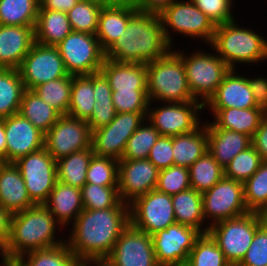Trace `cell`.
<instances>
[{
  "mask_svg": "<svg viewBox=\"0 0 267 266\" xmlns=\"http://www.w3.org/2000/svg\"><path fill=\"white\" fill-rule=\"evenodd\" d=\"M129 224V204L123 201L108 209H83L66 243L83 265H101Z\"/></svg>",
  "mask_w": 267,
  "mask_h": 266,
  "instance_id": "1",
  "label": "cell"
},
{
  "mask_svg": "<svg viewBox=\"0 0 267 266\" xmlns=\"http://www.w3.org/2000/svg\"><path fill=\"white\" fill-rule=\"evenodd\" d=\"M172 49L165 38L160 15L137 10L129 18L125 31L105 52V58L147 64L163 58Z\"/></svg>",
  "mask_w": 267,
  "mask_h": 266,
  "instance_id": "2",
  "label": "cell"
},
{
  "mask_svg": "<svg viewBox=\"0 0 267 266\" xmlns=\"http://www.w3.org/2000/svg\"><path fill=\"white\" fill-rule=\"evenodd\" d=\"M58 229L63 232V227L44 205H35L14 213L10 237L3 250L8 259H17L29 251L60 245L66 242V235L58 238Z\"/></svg>",
  "mask_w": 267,
  "mask_h": 266,
  "instance_id": "3",
  "label": "cell"
},
{
  "mask_svg": "<svg viewBox=\"0 0 267 266\" xmlns=\"http://www.w3.org/2000/svg\"><path fill=\"white\" fill-rule=\"evenodd\" d=\"M238 20L216 25L210 46L231 69L238 70V66L243 64L253 66V63L266 62L267 40L254 28L251 30L252 27L239 25Z\"/></svg>",
  "mask_w": 267,
  "mask_h": 266,
  "instance_id": "4",
  "label": "cell"
},
{
  "mask_svg": "<svg viewBox=\"0 0 267 266\" xmlns=\"http://www.w3.org/2000/svg\"><path fill=\"white\" fill-rule=\"evenodd\" d=\"M149 102L198 101L189 89L185 66L173 49L163 58L146 64Z\"/></svg>",
  "mask_w": 267,
  "mask_h": 266,
  "instance_id": "5",
  "label": "cell"
},
{
  "mask_svg": "<svg viewBox=\"0 0 267 266\" xmlns=\"http://www.w3.org/2000/svg\"><path fill=\"white\" fill-rule=\"evenodd\" d=\"M204 51L205 48L194 49L186 53L177 48L173 50L183 61L186 71L187 83L192 96L203 105L215 93L231 68L218 56L216 51ZM203 49V50H202Z\"/></svg>",
  "mask_w": 267,
  "mask_h": 266,
  "instance_id": "6",
  "label": "cell"
},
{
  "mask_svg": "<svg viewBox=\"0 0 267 266\" xmlns=\"http://www.w3.org/2000/svg\"><path fill=\"white\" fill-rule=\"evenodd\" d=\"M164 35L167 42L174 47V33L184 38L198 39L211 45L216 25L191 0H176L160 14ZM188 36V37H187Z\"/></svg>",
  "mask_w": 267,
  "mask_h": 266,
  "instance_id": "7",
  "label": "cell"
},
{
  "mask_svg": "<svg viewBox=\"0 0 267 266\" xmlns=\"http://www.w3.org/2000/svg\"><path fill=\"white\" fill-rule=\"evenodd\" d=\"M260 225L257 213L249 212L211 225L208 233L223 252L226 261L231 266H237L249 249Z\"/></svg>",
  "mask_w": 267,
  "mask_h": 266,
  "instance_id": "8",
  "label": "cell"
},
{
  "mask_svg": "<svg viewBox=\"0 0 267 266\" xmlns=\"http://www.w3.org/2000/svg\"><path fill=\"white\" fill-rule=\"evenodd\" d=\"M70 75H90L100 72L105 60L95 35L72 31L56 45Z\"/></svg>",
  "mask_w": 267,
  "mask_h": 266,
  "instance_id": "9",
  "label": "cell"
},
{
  "mask_svg": "<svg viewBox=\"0 0 267 266\" xmlns=\"http://www.w3.org/2000/svg\"><path fill=\"white\" fill-rule=\"evenodd\" d=\"M149 102L147 120L161 136H177L195 130L202 122L200 116L204 106L200 101L185 103ZM153 105V106H152ZM155 106V107H154Z\"/></svg>",
  "mask_w": 267,
  "mask_h": 266,
  "instance_id": "10",
  "label": "cell"
},
{
  "mask_svg": "<svg viewBox=\"0 0 267 266\" xmlns=\"http://www.w3.org/2000/svg\"><path fill=\"white\" fill-rule=\"evenodd\" d=\"M205 223L211 225L249 213L244 202L243 183L226 177L202 193Z\"/></svg>",
  "mask_w": 267,
  "mask_h": 266,
  "instance_id": "11",
  "label": "cell"
},
{
  "mask_svg": "<svg viewBox=\"0 0 267 266\" xmlns=\"http://www.w3.org/2000/svg\"><path fill=\"white\" fill-rule=\"evenodd\" d=\"M146 117L147 113H116L109 124L91 132L92 152L97 156L121 160L128 139Z\"/></svg>",
  "mask_w": 267,
  "mask_h": 266,
  "instance_id": "12",
  "label": "cell"
},
{
  "mask_svg": "<svg viewBox=\"0 0 267 266\" xmlns=\"http://www.w3.org/2000/svg\"><path fill=\"white\" fill-rule=\"evenodd\" d=\"M130 224L150 236L176 223L171 195L154 189L129 203Z\"/></svg>",
  "mask_w": 267,
  "mask_h": 266,
  "instance_id": "13",
  "label": "cell"
},
{
  "mask_svg": "<svg viewBox=\"0 0 267 266\" xmlns=\"http://www.w3.org/2000/svg\"><path fill=\"white\" fill-rule=\"evenodd\" d=\"M14 164L21 172L31 201L43 205L57 182L54 158L42 148L19 158Z\"/></svg>",
  "mask_w": 267,
  "mask_h": 266,
  "instance_id": "14",
  "label": "cell"
},
{
  "mask_svg": "<svg viewBox=\"0 0 267 266\" xmlns=\"http://www.w3.org/2000/svg\"><path fill=\"white\" fill-rule=\"evenodd\" d=\"M25 89L69 75L56 46L34 43L18 67Z\"/></svg>",
  "mask_w": 267,
  "mask_h": 266,
  "instance_id": "15",
  "label": "cell"
},
{
  "mask_svg": "<svg viewBox=\"0 0 267 266\" xmlns=\"http://www.w3.org/2000/svg\"><path fill=\"white\" fill-rule=\"evenodd\" d=\"M44 148L55 161L91 148V130L87 121L61 115L45 133Z\"/></svg>",
  "mask_w": 267,
  "mask_h": 266,
  "instance_id": "16",
  "label": "cell"
},
{
  "mask_svg": "<svg viewBox=\"0 0 267 266\" xmlns=\"http://www.w3.org/2000/svg\"><path fill=\"white\" fill-rule=\"evenodd\" d=\"M102 266H159L152 237L129 224L117 239Z\"/></svg>",
  "mask_w": 267,
  "mask_h": 266,
  "instance_id": "17",
  "label": "cell"
},
{
  "mask_svg": "<svg viewBox=\"0 0 267 266\" xmlns=\"http://www.w3.org/2000/svg\"><path fill=\"white\" fill-rule=\"evenodd\" d=\"M202 233L194 227L174 223L153 234L155 258L159 266L185 264L196 239Z\"/></svg>",
  "mask_w": 267,
  "mask_h": 266,
  "instance_id": "18",
  "label": "cell"
},
{
  "mask_svg": "<svg viewBox=\"0 0 267 266\" xmlns=\"http://www.w3.org/2000/svg\"><path fill=\"white\" fill-rule=\"evenodd\" d=\"M159 171L148 159L119 160L118 192L121 201L129 204L156 189Z\"/></svg>",
  "mask_w": 267,
  "mask_h": 266,
  "instance_id": "19",
  "label": "cell"
},
{
  "mask_svg": "<svg viewBox=\"0 0 267 266\" xmlns=\"http://www.w3.org/2000/svg\"><path fill=\"white\" fill-rule=\"evenodd\" d=\"M7 142V163L44 148L45 134L21 114L4 118Z\"/></svg>",
  "mask_w": 267,
  "mask_h": 266,
  "instance_id": "20",
  "label": "cell"
},
{
  "mask_svg": "<svg viewBox=\"0 0 267 266\" xmlns=\"http://www.w3.org/2000/svg\"><path fill=\"white\" fill-rule=\"evenodd\" d=\"M231 69L215 93L203 105L205 108H259L257 107L246 74Z\"/></svg>",
  "mask_w": 267,
  "mask_h": 266,
  "instance_id": "21",
  "label": "cell"
},
{
  "mask_svg": "<svg viewBox=\"0 0 267 266\" xmlns=\"http://www.w3.org/2000/svg\"><path fill=\"white\" fill-rule=\"evenodd\" d=\"M34 28L0 25V68L18 69L35 43Z\"/></svg>",
  "mask_w": 267,
  "mask_h": 266,
  "instance_id": "22",
  "label": "cell"
},
{
  "mask_svg": "<svg viewBox=\"0 0 267 266\" xmlns=\"http://www.w3.org/2000/svg\"><path fill=\"white\" fill-rule=\"evenodd\" d=\"M133 0L119 4H104L95 36L106 52L127 28L129 18L137 11Z\"/></svg>",
  "mask_w": 267,
  "mask_h": 266,
  "instance_id": "23",
  "label": "cell"
},
{
  "mask_svg": "<svg viewBox=\"0 0 267 266\" xmlns=\"http://www.w3.org/2000/svg\"><path fill=\"white\" fill-rule=\"evenodd\" d=\"M209 122V123H208ZM208 152L224 169L241 151L251 146V137L232 130L220 129L212 121H205Z\"/></svg>",
  "mask_w": 267,
  "mask_h": 266,
  "instance_id": "24",
  "label": "cell"
},
{
  "mask_svg": "<svg viewBox=\"0 0 267 266\" xmlns=\"http://www.w3.org/2000/svg\"><path fill=\"white\" fill-rule=\"evenodd\" d=\"M0 205L12 214L35 206L14 163L0 162Z\"/></svg>",
  "mask_w": 267,
  "mask_h": 266,
  "instance_id": "25",
  "label": "cell"
},
{
  "mask_svg": "<svg viewBox=\"0 0 267 266\" xmlns=\"http://www.w3.org/2000/svg\"><path fill=\"white\" fill-rule=\"evenodd\" d=\"M100 72L112 91H147V70L144 63L116 62L105 58Z\"/></svg>",
  "mask_w": 267,
  "mask_h": 266,
  "instance_id": "26",
  "label": "cell"
},
{
  "mask_svg": "<svg viewBox=\"0 0 267 266\" xmlns=\"http://www.w3.org/2000/svg\"><path fill=\"white\" fill-rule=\"evenodd\" d=\"M43 205L66 230L84 209L81 189L57 181Z\"/></svg>",
  "mask_w": 267,
  "mask_h": 266,
  "instance_id": "27",
  "label": "cell"
},
{
  "mask_svg": "<svg viewBox=\"0 0 267 266\" xmlns=\"http://www.w3.org/2000/svg\"><path fill=\"white\" fill-rule=\"evenodd\" d=\"M212 122L220 129L232 130L253 137L265 111L261 108H206Z\"/></svg>",
  "mask_w": 267,
  "mask_h": 266,
  "instance_id": "28",
  "label": "cell"
},
{
  "mask_svg": "<svg viewBox=\"0 0 267 266\" xmlns=\"http://www.w3.org/2000/svg\"><path fill=\"white\" fill-rule=\"evenodd\" d=\"M208 149L205 121L193 131L173 136L174 165L189 168Z\"/></svg>",
  "mask_w": 267,
  "mask_h": 266,
  "instance_id": "29",
  "label": "cell"
},
{
  "mask_svg": "<svg viewBox=\"0 0 267 266\" xmlns=\"http://www.w3.org/2000/svg\"><path fill=\"white\" fill-rule=\"evenodd\" d=\"M72 31L66 12L38 10L34 28L36 43L44 46H56Z\"/></svg>",
  "mask_w": 267,
  "mask_h": 266,
  "instance_id": "30",
  "label": "cell"
},
{
  "mask_svg": "<svg viewBox=\"0 0 267 266\" xmlns=\"http://www.w3.org/2000/svg\"><path fill=\"white\" fill-rule=\"evenodd\" d=\"M176 223L196 228L201 233H208L202 205V193L193 188L171 196Z\"/></svg>",
  "mask_w": 267,
  "mask_h": 266,
  "instance_id": "31",
  "label": "cell"
},
{
  "mask_svg": "<svg viewBox=\"0 0 267 266\" xmlns=\"http://www.w3.org/2000/svg\"><path fill=\"white\" fill-rule=\"evenodd\" d=\"M19 114L44 134L58 121L61 114L42 100L33 90L25 89Z\"/></svg>",
  "mask_w": 267,
  "mask_h": 266,
  "instance_id": "32",
  "label": "cell"
},
{
  "mask_svg": "<svg viewBox=\"0 0 267 266\" xmlns=\"http://www.w3.org/2000/svg\"><path fill=\"white\" fill-rule=\"evenodd\" d=\"M24 91L18 69L0 68V120L19 113Z\"/></svg>",
  "mask_w": 267,
  "mask_h": 266,
  "instance_id": "33",
  "label": "cell"
},
{
  "mask_svg": "<svg viewBox=\"0 0 267 266\" xmlns=\"http://www.w3.org/2000/svg\"><path fill=\"white\" fill-rule=\"evenodd\" d=\"M93 155L92 148H88L57 160V181L81 189Z\"/></svg>",
  "mask_w": 267,
  "mask_h": 266,
  "instance_id": "34",
  "label": "cell"
},
{
  "mask_svg": "<svg viewBox=\"0 0 267 266\" xmlns=\"http://www.w3.org/2000/svg\"><path fill=\"white\" fill-rule=\"evenodd\" d=\"M95 104L93 74L72 75V89L68 114L71 117L88 121Z\"/></svg>",
  "mask_w": 267,
  "mask_h": 266,
  "instance_id": "35",
  "label": "cell"
},
{
  "mask_svg": "<svg viewBox=\"0 0 267 266\" xmlns=\"http://www.w3.org/2000/svg\"><path fill=\"white\" fill-rule=\"evenodd\" d=\"M22 266H82L83 264L69 249L67 243L33 250L16 259Z\"/></svg>",
  "mask_w": 267,
  "mask_h": 266,
  "instance_id": "36",
  "label": "cell"
},
{
  "mask_svg": "<svg viewBox=\"0 0 267 266\" xmlns=\"http://www.w3.org/2000/svg\"><path fill=\"white\" fill-rule=\"evenodd\" d=\"M39 0H0V25L35 26Z\"/></svg>",
  "mask_w": 267,
  "mask_h": 266,
  "instance_id": "37",
  "label": "cell"
},
{
  "mask_svg": "<svg viewBox=\"0 0 267 266\" xmlns=\"http://www.w3.org/2000/svg\"><path fill=\"white\" fill-rule=\"evenodd\" d=\"M190 186L197 192L203 193L211 189L224 177V169L206 151L189 167Z\"/></svg>",
  "mask_w": 267,
  "mask_h": 266,
  "instance_id": "38",
  "label": "cell"
},
{
  "mask_svg": "<svg viewBox=\"0 0 267 266\" xmlns=\"http://www.w3.org/2000/svg\"><path fill=\"white\" fill-rule=\"evenodd\" d=\"M72 89V75L42 83L33 89L49 106L61 115L68 114Z\"/></svg>",
  "mask_w": 267,
  "mask_h": 266,
  "instance_id": "39",
  "label": "cell"
},
{
  "mask_svg": "<svg viewBox=\"0 0 267 266\" xmlns=\"http://www.w3.org/2000/svg\"><path fill=\"white\" fill-rule=\"evenodd\" d=\"M104 3L98 0L78 1L68 12L67 17L75 32L96 34L101 8Z\"/></svg>",
  "mask_w": 267,
  "mask_h": 266,
  "instance_id": "40",
  "label": "cell"
},
{
  "mask_svg": "<svg viewBox=\"0 0 267 266\" xmlns=\"http://www.w3.org/2000/svg\"><path fill=\"white\" fill-rule=\"evenodd\" d=\"M187 266H231L209 233H202L188 255Z\"/></svg>",
  "mask_w": 267,
  "mask_h": 266,
  "instance_id": "41",
  "label": "cell"
},
{
  "mask_svg": "<svg viewBox=\"0 0 267 266\" xmlns=\"http://www.w3.org/2000/svg\"><path fill=\"white\" fill-rule=\"evenodd\" d=\"M159 136L160 133L146 118L128 139L121 160L147 159Z\"/></svg>",
  "mask_w": 267,
  "mask_h": 266,
  "instance_id": "42",
  "label": "cell"
},
{
  "mask_svg": "<svg viewBox=\"0 0 267 266\" xmlns=\"http://www.w3.org/2000/svg\"><path fill=\"white\" fill-rule=\"evenodd\" d=\"M84 209L100 210L115 207L120 201L118 186L85 183L81 188Z\"/></svg>",
  "mask_w": 267,
  "mask_h": 266,
  "instance_id": "43",
  "label": "cell"
},
{
  "mask_svg": "<svg viewBox=\"0 0 267 266\" xmlns=\"http://www.w3.org/2000/svg\"><path fill=\"white\" fill-rule=\"evenodd\" d=\"M263 162L258 152L251 145L238 153L224 168V177L244 183Z\"/></svg>",
  "mask_w": 267,
  "mask_h": 266,
  "instance_id": "44",
  "label": "cell"
},
{
  "mask_svg": "<svg viewBox=\"0 0 267 266\" xmlns=\"http://www.w3.org/2000/svg\"><path fill=\"white\" fill-rule=\"evenodd\" d=\"M244 202L249 212H257L267 202V161L243 183Z\"/></svg>",
  "mask_w": 267,
  "mask_h": 266,
  "instance_id": "45",
  "label": "cell"
},
{
  "mask_svg": "<svg viewBox=\"0 0 267 266\" xmlns=\"http://www.w3.org/2000/svg\"><path fill=\"white\" fill-rule=\"evenodd\" d=\"M119 161L93 155L86 173V183L118 186Z\"/></svg>",
  "mask_w": 267,
  "mask_h": 266,
  "instance_id": "46",
  "label": "cell"
},
{
  "mask_svg": "<svg viewBox=\"0 0 267 266\" xmlns=\"http://www.w3.org/2000/svg\"><path fill=\"white\" fill-rule=\"evenodd\" d=\"M190 186L189 168L172 165L159 171L156 189L168 195L188 190Z\"/></svg>",
  "mask_w": 267,
  "mask_h": 266,
  "instance_id": "47",
  "label": "cell"
},
{
  "mask_svg": "<svg viewBox=\"0 0 267 266\" xmlns=\"http://www.w3.org/2000/svg\"><path fill=\"white\" fill-rule=\"evenodd\" d=\"M112 100L116 113L148 112V91H112Z\"/></svg>",
  "mask_w": 267,
  "mask_h": 266,
  "instance_id": "48",
  "label": "cell"
},
{
  "mask_svg": "<svg viewBox=\"0 0 267 266\" xmlns=\"http://www.w3.org/2000/svg\"><path fill=\"white\" fill-rule=\"evenodd\" d=\"M199 10L208 16L215 25L235 20L234 0H191ZM234 3V4H233Z\"/></svg>",
  "mask_w": 267,
  "mask_h": 266,
  "instance_id": "49",
  "label": "cell"
},
{
  "mask_svg": "<svg viewBox=\"0 0 267 266\" xmlns=\"http://www.w3.org/2000/svg\"><path fill=\"white\" fill-rule=\"evenodd\" d=\"M237 266H267V227L260 225L245 256Z\"/></svg>",
  "mask_w": 267,
  "mask_h": 266,
  "instance_id": "50",
  "label": "cell"
},
{
  "mask_svg": "<svg viewBox=\"0 0 267 266\" xmlns=\"http://www.w3.org/2000/svg\"><path fill=\"white\" fill-rule=\"evenodd\" d=\"M172 149L173 137L160 135L151 148L147 159L159 170L167 169L174 165Z\"/></svg>",
  "mask_w": 267,
  "mask_h": 266,
  "instance_id": "51",
  "label": "cell"
},
{
  "mask_svg": "<svg viewBox=\"0 0 267 266\" xmlns=\"http://www.w3.org/2000/svg\"><path fill=\"white\" fill-rule=\"evenodd\" d=\"M115 116L116 110L112 99L95 100L91 118L87 121V123L92 132L109 124Z\"/></svg>",
  "mask_w": 267,
  "mask_h": 266,
  "instance_id": "52",
  "label": "cell"
},
{
  "mask_svg": "<svg viewBox=\"0 0 267 266\" xmlns=\"http://www.w3.org/2000/svg\"><path fill=\"white\" fill-rule=\"evenodd\" d=\"M248 75H246V78L257 107L267 112V78L264 76L251 77L250 74Z\"/></svg>",
  "mask_w": 267,
  "mask_h": 266,
  "instance_id": "53",
  "label": "cell"
},
{
  "mask_svg": "<svg viewBox=\"0 0 267 266\" xmlns=\"http://www.w3.org/2000/svg\"><path fill=\"white\" fill-rule=\"evenodd\" d=\"M251 144L263 161H267V112L263 116L259 128L251 138Z\"/></svg>",
  "mask_w": 267,
  "mask_h": 266,
  "instance_id": "54",
  "label": "cell"
},
{
  "mask_svg": "<svg viewBox=\"0 0 267 266\" xmlns=\"http://www.w3.org/2000/svg\"><path fill=\"white\" fill-rule=\"evenodd\" d=\"M93 90L95 100L112 99V89L108 80L101 72L93 74Z\"/></svg>",
  "mask_w": 267,
  "mask_h": 266,
  "instance_id": "55",
  "label": "cell"
},
{
  "mask_svg": "<svg viewBox=\"0 0 267 266\" xmlns=\"http://www.w3.org/2000/svg\"><path fill=\"white\" fill-rule=\"evenodd\" d=\"M139 11L160 14L168 5L176 0H133Z\"/></svg>",
  "mask_w": 267,
  "mask_h": 266,
  "instance_id": "56",
  "label": "cell"
},
{
  "mask_svg": "<svg viewBox=\"0 0 267 266\" xmlns=\"http://www.w3.org/2000/svg\"><path fill=\"white\" fill-rule=\"evenodd\" d=\"M12 213L0 205V248L4 249L10 237Z\"/></svg>",
  "mask_w": 267,
  "mask_h": 266,
  "instance_id": "57",
  "label": "cell"
},
{
  "mask_svg": "<svg viewBox=\"0 0 267 266\" xmlns=\"http://www.w3.org/2000/svg\"><path fill=\"white\" fill-rule=\"evenodd\" d=\"M78 0H39L38 10H55L68 12Z\"/></svg>",
  "mask_w": 267,
  "mask_h": 266,
  "instance_id": "58",
  "label": "cell"
},
{
  "mask_svg": "<svg viewBox=\"0 0 267 266\" xmlns=\"http://www.w3.org/2000/svg\"><path fill=\"white\" fill-rule=\"evenodd\" d=\"M0 160L1 162H7V142L4 129V119L0 120Z\"/></svg>",
  "mask_w": 267,
  "mask_h": 266,
  "instance_id": "59",
  "label": "cell"
},
{
  "mask_svg": "<svg viewBox=\"0 0 267 266\" xmlns=\"http://www.w3.org/2000/svg\"><path fill=\"white\" fill-rule=\"evenodd\" d=\"M256 213L259 217L260 224L267 227V202Z\"/></svg>",
  "mask_w": 267,
  "mask_h": 266,
  "instance_id": "60",
  "label": "cell"
},
{
  "mask_svg": "<svg viewBox=\"0 0 267 266\" xmlns=\"http://www.w3.org/2000/svg\"><path fill=\"white\" fill-rule=\"evenodd\" d=\"M3 266H22L16 259H7Z\"/></svg>",
  "mask_w": 267,
  "mask_h": 266,
  "instance_id": "61",
  "label": "cell"
},
{
  "mask_svg": "<svg viewBox=\"0 0 267 266\" xmlns=\"http://www.w3.org/2000/svg\"><path fill=\"white\" fill-rule=\"evenodd\" d=\"M104 4H119V3H124L130 0H98Z\"/></svg>",
  "mask_w": 267,
  "mask_h": 266,
  "instance_id": "62",
  "label": "cell"
},
{
  "mask_svg": "<svg viewBox=\"0 0 267 266\" xmlns=\"http://www.w3.org/2000/svg\"><path fill=\"white\" fill-rule=\"evenodd\" d=\"M0 256H1L0 257V259H1L0 266H3L8 258L6 256V253L4 252V250L1 248H0Z\"/></svg>",
  "mask_w": 267,
  "mask_h": 266,
  "instance_id": "63",
  "label": "cell"
},
{
  "mask_svg": "<svg viewBox=\"0 0 267 266\" xmlns=\"http://www.w3.org/2000/svg\"><path fill=\"white\" fill-rule=\"evenodd\" d=\"M82 266H102V265L98 264V265H82Z\"/></svg>",
  "mask_w": 267,
  "mask_h": 266,
  "instance_id": "64",
  "label": "cell"
},
{
  "mask_svg": "<svg viewBox=\"0 0 267 266\" xmlns=\"http://www.w3.org/2000/svg\"><path fill=\"white\" fill-rule=\"evenodd\" d=\"M173 266H187L186 264L173 265Z\"/></svg>",
  "mask_w": 267,
  "mask_h": 266,
  "instance_id": "65",
  "label": "cell"
}]
</instances>
